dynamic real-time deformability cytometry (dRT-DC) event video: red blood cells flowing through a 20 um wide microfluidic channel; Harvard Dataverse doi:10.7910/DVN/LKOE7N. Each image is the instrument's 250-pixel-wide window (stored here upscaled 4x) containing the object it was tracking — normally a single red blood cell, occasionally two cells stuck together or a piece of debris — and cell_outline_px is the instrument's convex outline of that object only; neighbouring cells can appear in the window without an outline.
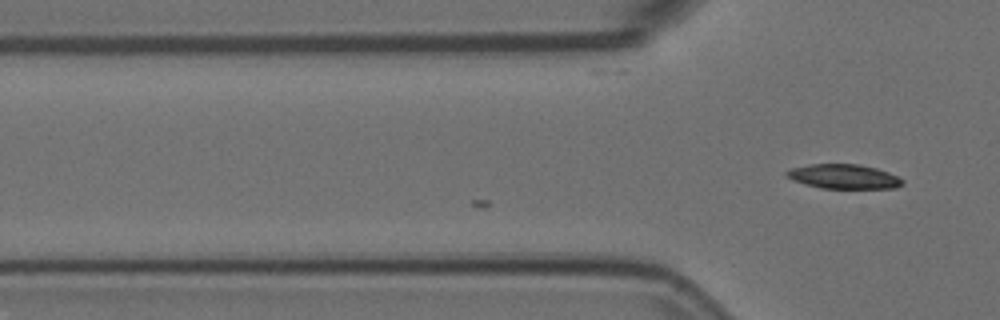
{"species": "Egyptian fruit bat (a non-hibernating species)", "species_latin": "Rousettus aegyptiacus", "temperature_condition": "room temperature", "stored_images_in_passage": 15, "camera_frame_rate_fps": 3000, "um_per_image_px": 0.085, "animal": {"sex": "female"}, "frame": {"image": 1, "passage_image": 15, "time_ms": 4.667, "image_size_px": [1000, 320], "cell_outline_px": [[904, 184], [896, 188], [820, 188], [804, 184], [792, 180], [784, 176], [784, 172], [792, 168], [808, 164], [856, 164], [876, 168], [888, 172], [904, 180]], "centroid_in_image_um": [71.68, 15.01], "position_along_channel_um": 54.1, "area_um2": 16.59}}